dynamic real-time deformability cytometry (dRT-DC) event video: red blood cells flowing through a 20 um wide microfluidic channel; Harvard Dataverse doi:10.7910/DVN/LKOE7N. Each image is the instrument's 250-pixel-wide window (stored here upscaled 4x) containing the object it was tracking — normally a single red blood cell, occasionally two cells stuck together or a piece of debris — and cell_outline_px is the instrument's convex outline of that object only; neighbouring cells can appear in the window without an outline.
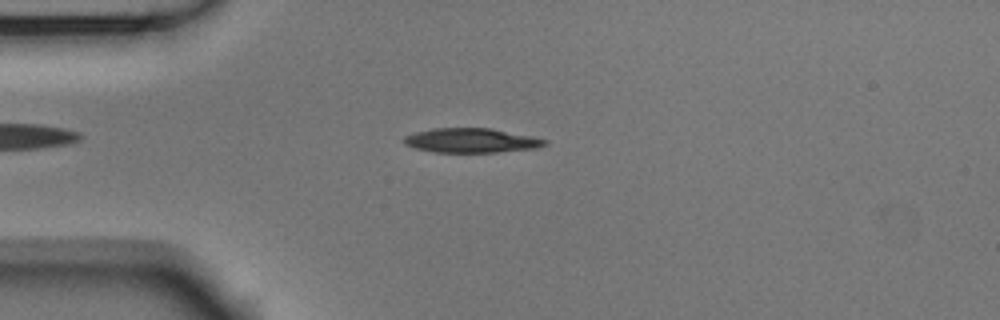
{"species": "Egyptian fruit bat (a non-hibernating species)", "species_latin": "Rousettus aegyptiacus", "temperature_condition": "room temperature", "stored_images_in_passage": 49, "camera_frame_rate_fps": 3000, "um_per_image_px": 0.085, "animal": {"sex": "male"}, "frame": {"image": 1, "passage_image": 9, "time_ms": 2.667, "image_size_px": [1000, 320], "cell_outline_px": [[548, 144], [536, 148], [496, 152], [436, 152], [416, 148], [404, 144], [400, 140], [404, 136], [416, 132], [432, 128], [492, 128], [532, 136], [548, 140]], "centroid_in_image_um": [40.05, 11.93], "position_along_channel_um": 44.9, "area_um2": 20.11}}
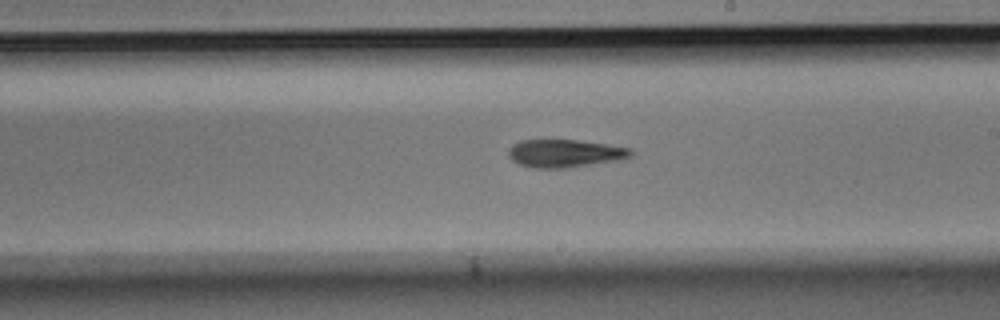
{"frame": {"image": 2, "passage_image": 26, "time_ms": 8.333, "image_size_px": [1000, 320], "cell_outline_px": [[632, 156], [620, 160], [568, 168], [532, 168], [516, 164], [508, 156], [508, 148], [512, 144], [520, 140], [576, 140], [632, 148]], "centroid_in_image_um": [47.97, 13.05], "position_along_channel_um": 241.0, "area_um2": 20.11}}
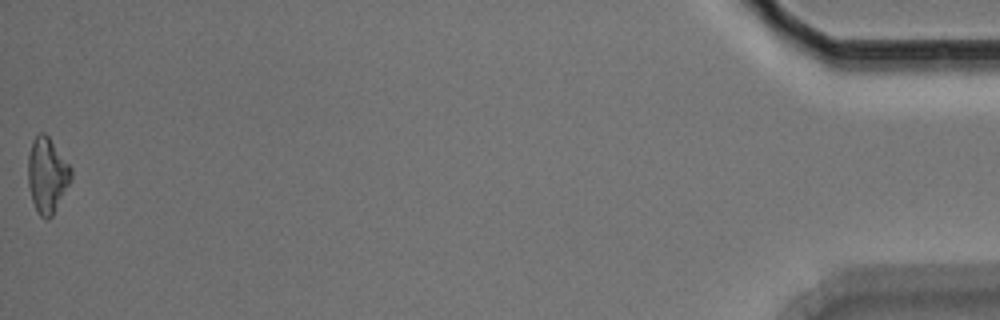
{"frame": {"image": 3, "passage_image": 49, "time_ms": 16.0, "image_size_px": [1000, 320], "cell_outline_px": [[72, 180], [52, 216], [48, 220], [40, 216], [36, 212], [32, 200], [28, 184], [28, 156], [32, 140], [40, 132], [44, 132], [48, 136], [72, 168]], "centroid_in_image_um": [4.01, 14.91], "position_along_channel_um": 431.2, "area_um2": 19.02}, "authors_computed_cell_mechanics": {"area_um2": 19.7676, "velocity_mm_per_s": 3.7533, "shape_relaxation_time_tau1_ms": 6.7546, "shape_relaxation_time_tau2_ms": 11.2673, "deformation_change_tau1": 0.1688, "deformation_change_tau2": 0.2618}}